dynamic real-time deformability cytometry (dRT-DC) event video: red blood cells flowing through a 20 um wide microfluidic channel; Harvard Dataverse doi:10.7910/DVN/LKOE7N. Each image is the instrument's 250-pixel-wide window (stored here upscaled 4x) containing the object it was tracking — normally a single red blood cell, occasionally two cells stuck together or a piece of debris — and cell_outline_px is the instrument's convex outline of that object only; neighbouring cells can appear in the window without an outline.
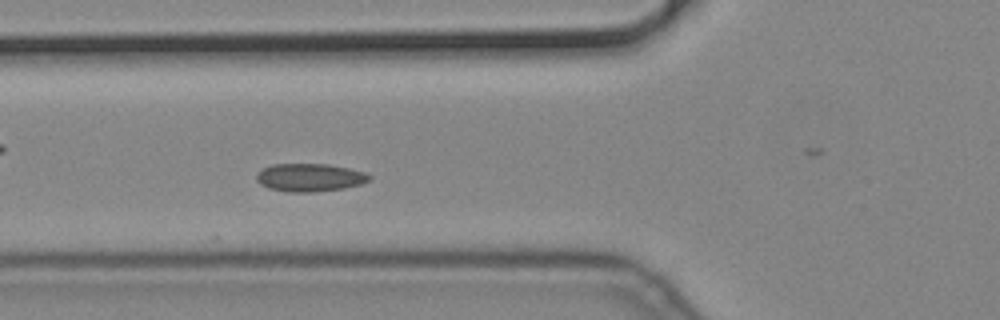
{"species": "common noctule bat (a hibernating species)", "species_latin": "Nyctalus noctula", "temperature_condition": "cold", "stored_images_in_passage": 19, "camera_frame_rate_fps": 3000, "um_per_image_px": 0.085, "animal": {"sex": "male", "body_mass_g": 19.2, "forearm_length_mm": 51.8}, "frame": {"image": 1, "passage_image": 5, "time_ms": 1.333, "image_size_px": [1000, 320], "cell_outline_px": [[372, 176], [368, 180], [360, 184], [344, 188], [312, 192], [288, 192], [268, 188], [260, 184], [256, 180], [256, 172], [272, 164], [328, 164], [348, 168], [364, 172]], "centroid_in_image_um": [26.29, 15.08], "position_along_channel_um": 99.5, "area_um2": 18.38}}
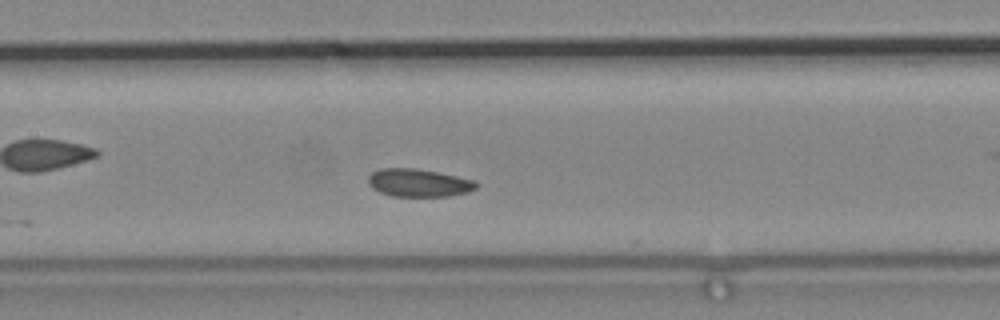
{"frame": {"image": 2, "passage_image": 11, "time_ms": 3.333, "image_size_px": [1000, 320], "cell_outline_px": [[480, 184], [476, 188], [468, 192], [448, 196], [392, 196], [380, 192], [372, 188], [368, 184], [368, 176], [372, 172], [380, 168], [416, 168], [476, 180]], "centroid_in_image_um": [35.59, 15.54], "position_along_channel_um": 171.8, "area_um2": 17.63}}
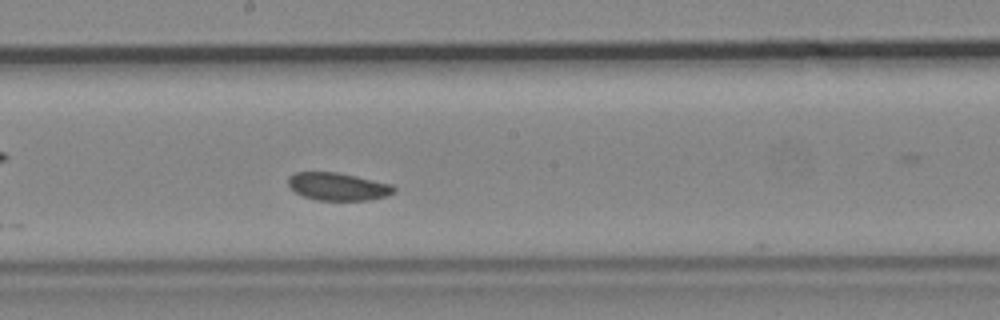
{"frame": {"image": 3, "passage_image": 15, "time_ms": 4.667, "image_size_px": [1000, 320], "cell_outline_px": [[396, 192], [388, 196], [368, 200], [316, 200], [304, 196], [288, 188], [288, 176], [296, 172], [336, 172], [356, 176], [392, 184], [396, 188]], "centroid_in_image_um": [28.73, 15.86], "position_along_channel_um": 219.5, "area_um2": 17.22}}